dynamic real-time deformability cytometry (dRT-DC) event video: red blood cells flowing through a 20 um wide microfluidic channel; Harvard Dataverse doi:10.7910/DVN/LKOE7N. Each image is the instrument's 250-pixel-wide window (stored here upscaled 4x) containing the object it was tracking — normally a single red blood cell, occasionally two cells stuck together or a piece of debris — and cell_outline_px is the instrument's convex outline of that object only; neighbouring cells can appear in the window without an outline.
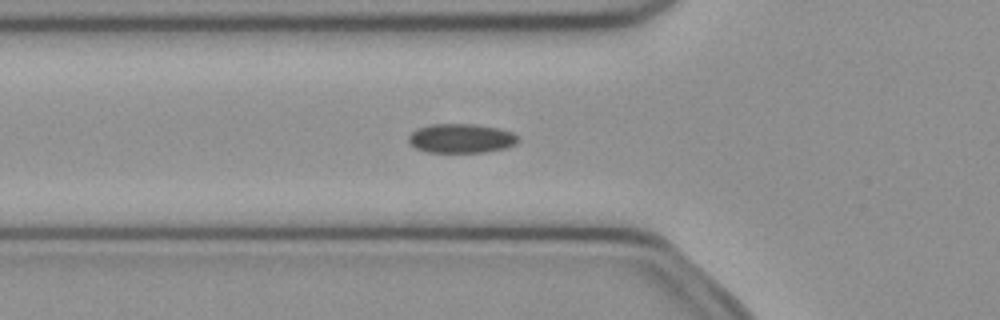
{"species": "common noctule bat (a hibernating species)", "species_latin": "Nyctalus noctula", "temperature_condition": "cold", "stored_images_in_passage": 43, "camera_frame_rate_fps": 3000, "um_per_image_px": 0.085, "animal": {"sex": "female", "body_mass_g": 21.9}, "frame": {"image": 1, "passage_image": 17, "time_ms": 5.333, "image_size_px": [1000, 320], "cell_outline_px": [[520, 140], [516, 144], [504, 148], [484, 152], [428, 152], [416, 148], [408, 144], [408, 136], [416, 128], [432, 124], [476, 124], [500, 128], [512, 132]], "centroid_in_image_um": [39.18, 11.75], "position_along_channel_um": 86.6, "area_um2": 18.79}}
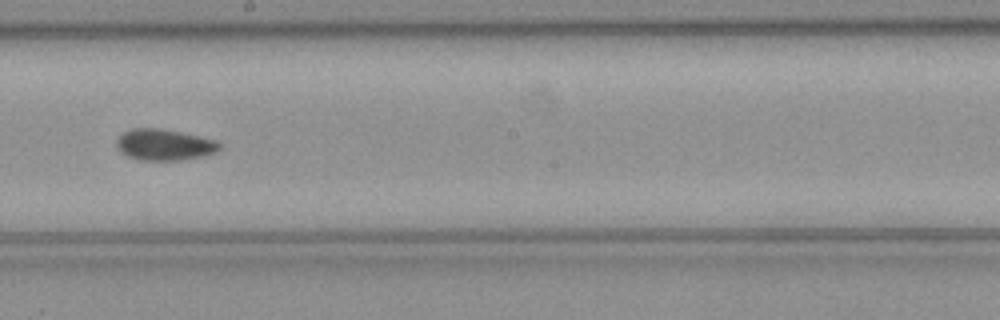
{"frame": {"image": 2, "passage_image": 28, "time_ms": 9.0, "image_size_px": [1000, 320], "cell_outline_px": [[224, 148], [216, 152], [200, 156], [176, 160], [140, 160], [128, 156], [120, 152], [116, 148], [116, 140], [124, 132], [132, 128], [160, 128], [220, 140]], "centroid_in_image_um": [14.0, 12.29], "position_along_channel_um": 234.2, "area_um2": 18.9}}
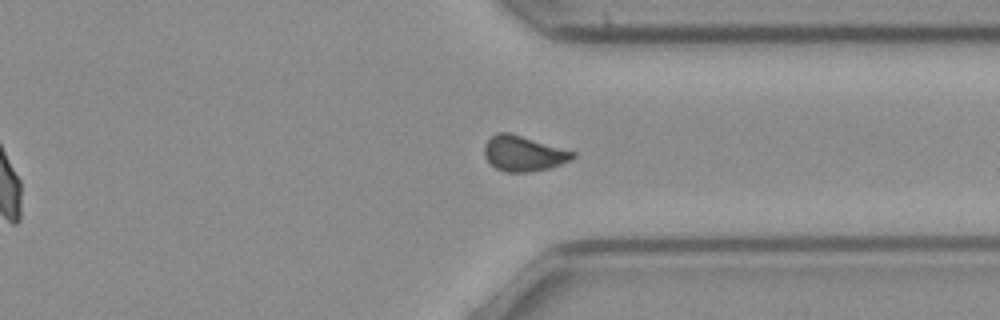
{"frame": {"image": 3, "passage_image": 38, "time_ms": 12.333, "image_size_px": [1000, 320], "cell_outline_px": [[576, 156], [572, 160], [548, 168], [524, 172], [504, 172], [488, 164], [484, 156], [484, 144], [496, 132], [508, 132], [576, 152]], "centroid_in_image_um": [44.46, 13.05], "position_along_channel_um": 366.9, "area_um2": 18.21}, "authors_computed_cell_mechanics": {"area_um2": 18.785, "velocity_mm_per_s": 3.9933, "shape_relaxation_time_tau1_ms": null, "shape_relaxation_time_tau2_ms": 2.9263, "deformation_change_tau1": null, "deformation_change_tau2": 0.0708}}